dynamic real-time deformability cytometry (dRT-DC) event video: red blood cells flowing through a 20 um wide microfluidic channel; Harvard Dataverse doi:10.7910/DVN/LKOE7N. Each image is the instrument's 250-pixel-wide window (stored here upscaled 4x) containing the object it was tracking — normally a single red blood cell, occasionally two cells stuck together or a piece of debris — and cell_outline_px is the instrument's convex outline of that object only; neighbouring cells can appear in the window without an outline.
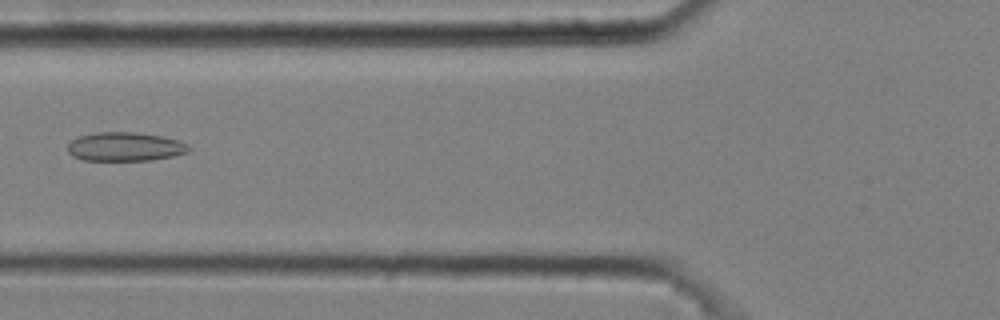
{"species": "common noctule bat (a hibernating species)", "species_latin": "Nyctalus noctula", "temperature_condition": "cold", "stored_images_in_passage": 7, "camera_frame_rate_fps": 3000, "um_per_image_px": 0.085, "animal": {"sex": "male", "body_mass_g": 20.4}, "frame": {"image": 1, "passage_image": 4, "time_ms": 1.0, "image_size_px": [1000, 320], "cell_outline_px": [[192, 148], [188, 152], [172, 156], [152, 160], [84, 160], [72, 156], [68, 152], [68, 144], [72, 140], [80, 136], [96, 132], [136, 132], [160, 136], [176, 140], [188, 144]], "centroid_in_image_um": [10.63, 12.47], "position_along_channel_um": 115.2, "area_um2": 20.29}}
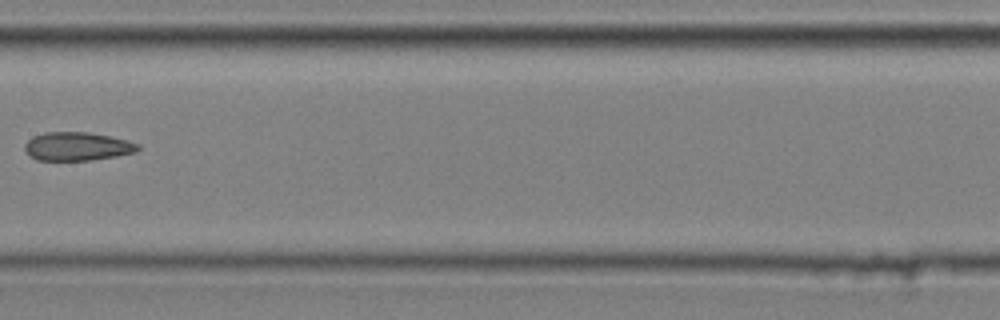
{"frame": {"image": 2, "passage_image": 6, "time_ms": 1.667, "image_size_px": [1000, 320], "cell_outline_px": [[140, 148], [136, 152], [116, 156], [88, 160], [36, 160], [24, 148], [24, 144], [32, 136], [44, 132], [88, 132], [128, 140], [140, 144]], "centroid_in_image_um": [6.57, 12.43], "position_along_channel_um": 200.8, "area_um2": 18.73}}
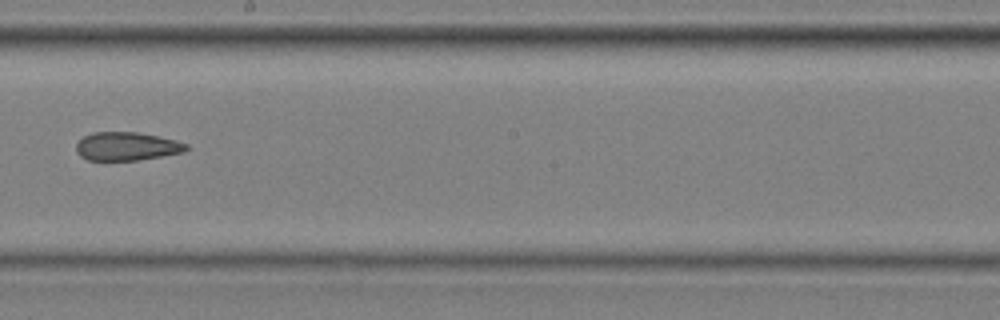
{"frame": {"image": 3, "passage_image": 7, "time_ms": 2.0, "image_size_px": [1000, 320], "cell_outline_px": [[188, 148], [184, 152], [136, 160], [88, 160], [80, 156], [76, 152], [76, 144], [84, 136], [92, 132], [136, 132], [176, 140], [188, 144]], "centroid_in_image_um": [10.75, 12.43], "position_along_channel_um": 237.4, "area_um2": 18.09}}